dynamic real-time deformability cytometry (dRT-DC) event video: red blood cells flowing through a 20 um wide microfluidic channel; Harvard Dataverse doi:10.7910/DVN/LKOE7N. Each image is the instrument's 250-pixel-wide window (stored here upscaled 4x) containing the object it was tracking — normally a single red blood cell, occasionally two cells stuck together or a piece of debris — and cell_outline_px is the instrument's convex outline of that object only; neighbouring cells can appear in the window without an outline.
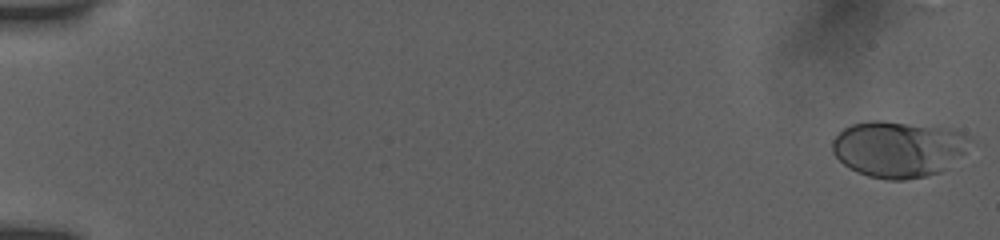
{"species": "human", "species_latin": "Homo sapiens", "temperature_condition": "room temperature", "stored_images_in_passage": 35, "camera_frame_rate_fps": 3000, "um_per_image_px": 0.085, "donor": {"sex": "female"}, "frame": {"image": 1, "passage_image": 1, "time_ms": 0.0, "image_size_px": [1000, 240], "cell_outline_px": [[972, 140], [964, 152], [940, 172], [924, 176], [904, 180], [888, 180], [868, 176], [856, 172], [848, 168], [832, 152], [832, 140], [844, 128], [852, 124], [872, 120], [880, 120], [936, 128], [960, 132], [968, 136]], "centroid_in_image_um": [76.29, 12.68], "position_along_channel_um": 8.7, "area_um2": 44.39}}
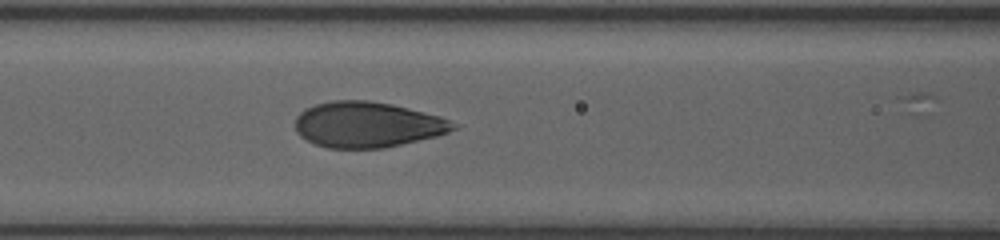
{"frame": {"image": 2, "passage_image": 25, "time_ms": 8.0, "image_size_px": [1000, 240], "cell_outline_px": [[460, 124], [456, 128], [448, 132], [436, 136], [384, 148], [328, 148], [316, 144], [300, 136], [296, 132], [296, 116], [304, 108], [316, 104], [332, 100], [368, 100], [392, 104], [440, 116]], "centroid_in_image_um": [31.23, 10.58], "position_along_channel_um": 135.4, "area_um2": 42.08}}
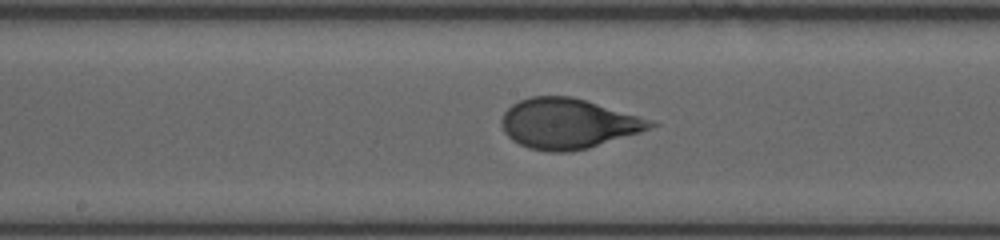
{"frame": {"image": 3, "passage_image": 30, "time_ms": 9.667, "image_size_px": [1000, 240], "cell_outline_px": [[660, 124], [640, 132], [588, 148], [568, 152], [548, 152], [528, 148], [512, 140], [504, 132], [504, 112], [512, 104], [520, 100], [532, 96], [572, 96], [652, 120]], "centroid_in_image_um": [48.3, 10.51], "position_along_channel_um": 199.9, "area_um2": 43.06}}